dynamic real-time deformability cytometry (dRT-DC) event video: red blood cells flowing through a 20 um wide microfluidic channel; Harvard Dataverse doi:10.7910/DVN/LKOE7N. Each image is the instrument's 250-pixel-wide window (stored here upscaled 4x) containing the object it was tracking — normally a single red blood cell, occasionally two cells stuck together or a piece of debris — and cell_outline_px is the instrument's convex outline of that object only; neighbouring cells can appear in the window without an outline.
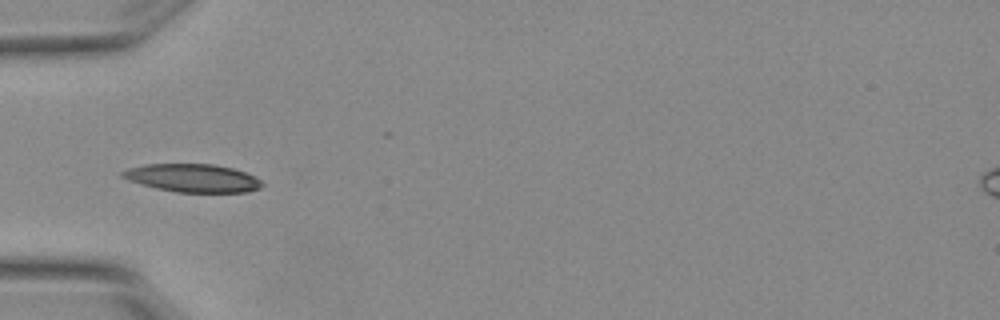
{"species": "Egyptian fruit bat (a non-hibernating species)", "species_latin": "Rousettus aegyptiacus", "temperature_condition": "warm", "stored_images_in_passage": 6, "camera_frame_rate_fps": 3000, "um_per_image_px": 0.085, "animal": {"sex": "female"}, "frame": {"image": 1, "passage_image": 4, "time_ms": 1.0, "image_size_px": [1000, 320], "cell_outline_px": [[264, 184], [260, 188], [248, 192], [176, 192], [156, 188], [128, 180], [120, 176], [120, 172], [128, 168], [144, 164], [216, 164], [232, 168], [244, 172], [260, 180]], "centroid_in_image_um": [16.35, 15.13], "position_along_channel_um": 68.6, "area_um2": 22.83}}
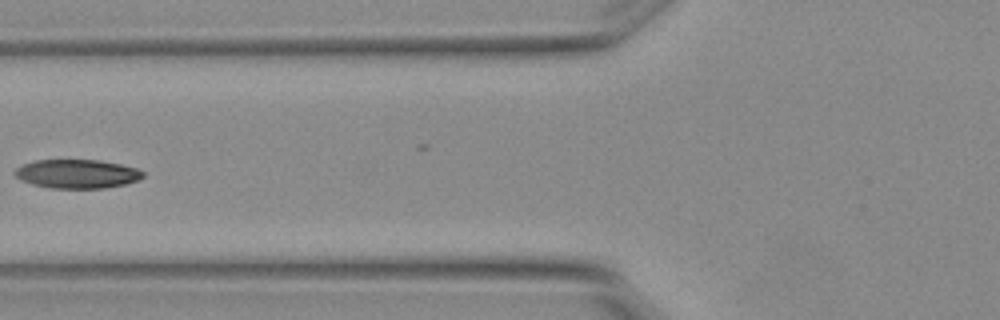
{"frame": {"image": 2, "passage_image": 5, "time_ms": 1.333, "image_size_px": [1000, 320], "cell_outline_px": [[144, 176], [136, 180], [124, 184], [104, 188], [48, 188], [32, 184], [20, 180], [12, 172], [20, 164], [36, 160], [100, 160], [120, 164], [136, 168], [144, 172]], "centroid_in_image_um": [6.49, 14.77], "position_along_channel_um": 119.3, "area_um2": 21.62}}
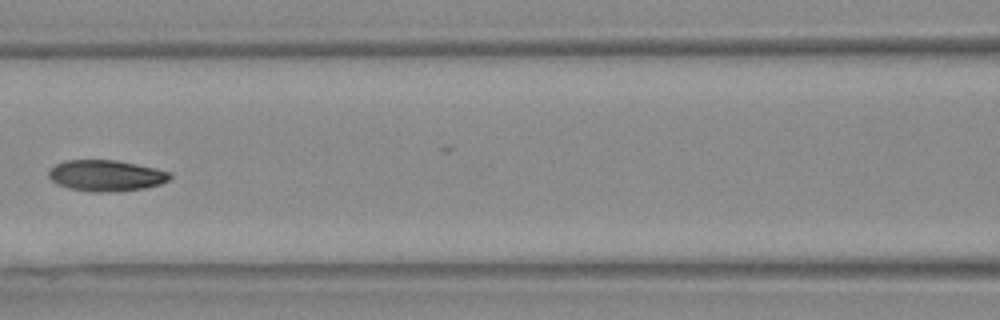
{"frame": {"image": 3, "passage_image": 6, "time_ms": 1.667, "image_size_px": [1000, 320], "cell_outline_px": [[172, 176], [168, 180], [160, 184], [144, 188], [116, 192], [88, 192], [68, 188], [56, 184], [48, 176], [48, 168], [64, 160], [116, 160], [136, 164], [168, 172]], "centroid_in_image_um": [8.94, 14.93], "position_along_channel_um": 157.7, "area_um2": 22.08}}